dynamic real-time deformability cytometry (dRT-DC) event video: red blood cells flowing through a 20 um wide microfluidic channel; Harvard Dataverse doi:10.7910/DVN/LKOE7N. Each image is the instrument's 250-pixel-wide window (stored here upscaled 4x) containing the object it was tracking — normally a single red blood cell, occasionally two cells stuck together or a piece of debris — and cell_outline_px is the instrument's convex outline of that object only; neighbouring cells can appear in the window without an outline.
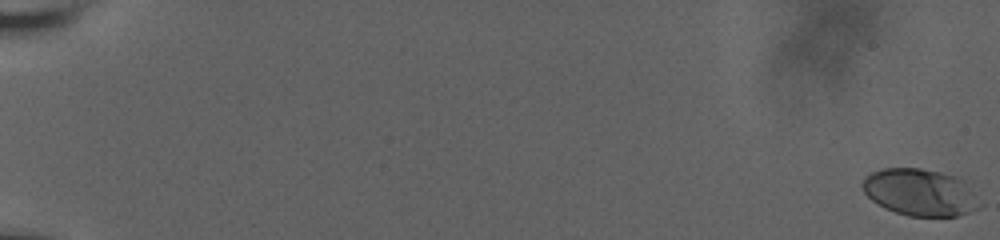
{"species": "human", "species_latin": "Homo sapiens", "temperature_condition": "room temperature", "stored_images_in_passage": 70, "camera_frame_rate_fps": 3000, "um_per_image_px": 0.085, "donor": {"sex": "male"}, "frame": {"image": 1, "passage_image": 1, "time_ms": 0.0, "image_size_px": [1000, 240], "cell_outline_px": [[980, 208], [956, 216], [908, 216], [884, 208], [872, 200], [864, 192], [860, 184], [864, 176], [872, 172], [884, 168], [920, 168], [940, 172], [956, 176], [964, 180]], "centroid_in_image_um": [78.13, 16.34], "position_along_channel_um": 6.9, "area_um2": 31.79}}
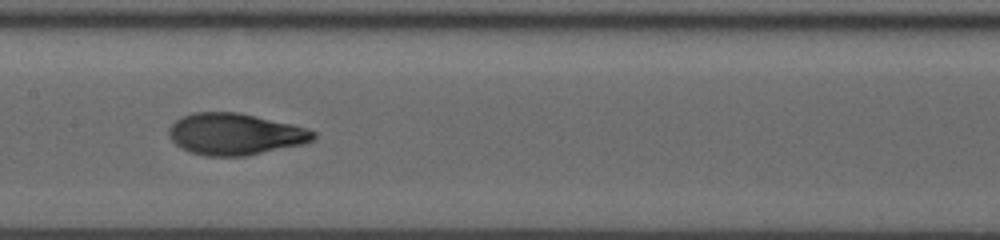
{"frame": {"image": 2, "passage_image": 36, "time_ms": 11.0, "image_size_px": [1000, 240], "cell_outline_px": [[316, 136], [312, 140], [304, 144], [248, 156], [204, 156], [192, 152], [176, 144], [168, 136], [168, 128], [176, 120], [192, 112], [240, 112], [292, 124], [308, 128], [316, 132]], "centroid_in_image_um": [20.01, 11.4], "position_along_channel_um": 187.4, "area_um2": 35.2}}
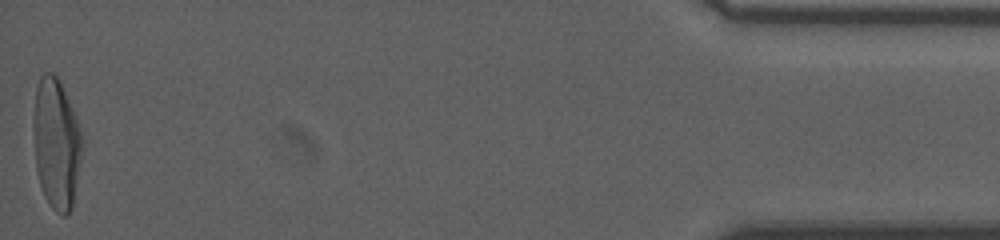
{"frame": {"image": 3, "passage_image": 70, "time_ms": 19.667, "image_size_px": [1000, 240], "cell_outline_px": [[84, 144], [72, 208], [64, 216], [56, 212], [48, 204], [44, 196], [40, 184], [36, 168], [32, 124], [36, 88], [40, 76], [44, 72], [52, 72], [60, 80], [80, 128]], "centroid_in_image_um": [4.78, 12.2], "position_along_channel_um": 430.4, "area_um2": 37.4}, "authors_computed_cell_mechanics": {"area_um2": 34.3332, "velocity_mm_per_s": 3.7717, "shape_relaxation_time_tau1_ms": 5.0295, "shape_relaxation_time_tau2_ms": 0.9924, "deformation_change_tau1": 0.2111, "deformation_change_tau2": 0.0638}}